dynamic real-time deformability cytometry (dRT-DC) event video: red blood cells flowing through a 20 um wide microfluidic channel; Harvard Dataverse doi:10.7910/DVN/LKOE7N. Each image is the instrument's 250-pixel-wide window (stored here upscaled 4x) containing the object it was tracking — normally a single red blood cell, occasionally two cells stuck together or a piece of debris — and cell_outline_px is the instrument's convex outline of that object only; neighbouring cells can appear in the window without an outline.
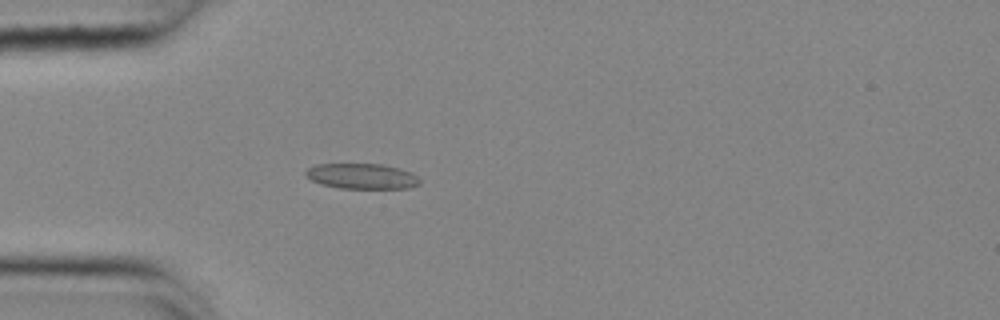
{"species": "common noctule bat (a hibernating species)", "species_latin": "Nyctalus noctula", "temperature_condition": "cold", "stored_images_in_passage": 56, "camera_frame_rate_fps": 3000, "um_per_image_px": 0.085, "animal": {"sex": "female", "body_mass_g": 25.1}, "frame": {"image": 1, "passage_image": 17, "time_ms": 5.333, "image_size_px": [1000, 320], "cell_outline_px": [[420, 184], [408, 188], [340, 188], [324, 184], [312, 180], [304, 176], [304, 172], [308, 168], [316, 164], [380, 164], [400, 168], [412, 172], [420, 180]], "centroid_in_image_um": [30.76, 14.97], "position_along_channel_um": 54.2, "area_um2": 16.82}}
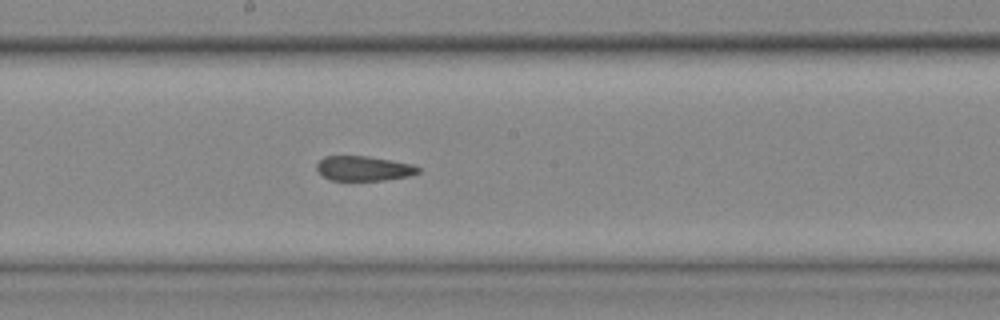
{"frame": {"image": 2, "passage_image": 31, "time_ms": 10.0, "image_size_px": [1000, 320], "cell_outline_px": [[420, 172], [408, 176], [384, 180], [328, 180], [316, 168], [316, 164], [324, 156], [368, 156], [392, 160], [412, 164], [420, 168]], "centroid_in_image_um": [30.91, 14.31], "position_along_channel_um": 217.3, "area_um2": 14.62}}
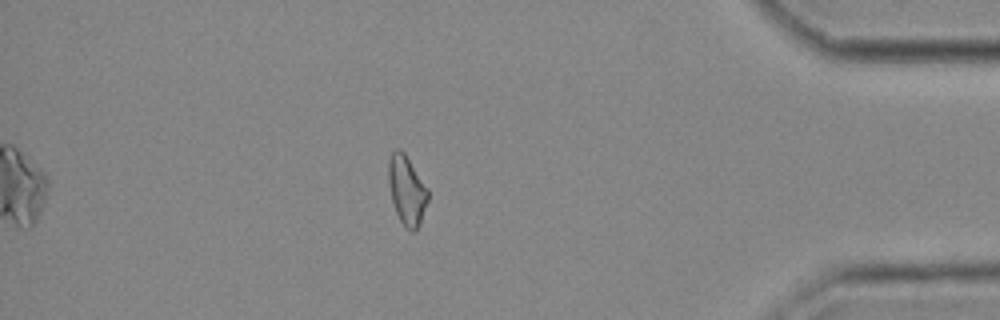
{"frame": {"image": 3, "passage_image": 49, "time_ms": 16.0, "image_size_px": [1000, 320], "cell_outline_px": [[428, 200], [420, 224], [416, 232], [412, 232], [400, 220], [396, 212], [392, 200], [388, 180], [388, 160], [392, 152], [396, 148], [400, 148], [404, 152], [428, 188]], "centroid_in_image_um": [34.58, 16.15], "position_along_channel_um": 400.6, "area_um2": 15.9}, "authors_computed_cell_mechanics": {"area_um2": 16.3574, "velocity_mm_per_s": 3.6666, "shape_relaxation_time_tau1_ms": null, "shape_relaxation_time_tau2_ms": 5.7979, "deformation_change_tau1": null, "deformation_change_tau2": 0.0933}}